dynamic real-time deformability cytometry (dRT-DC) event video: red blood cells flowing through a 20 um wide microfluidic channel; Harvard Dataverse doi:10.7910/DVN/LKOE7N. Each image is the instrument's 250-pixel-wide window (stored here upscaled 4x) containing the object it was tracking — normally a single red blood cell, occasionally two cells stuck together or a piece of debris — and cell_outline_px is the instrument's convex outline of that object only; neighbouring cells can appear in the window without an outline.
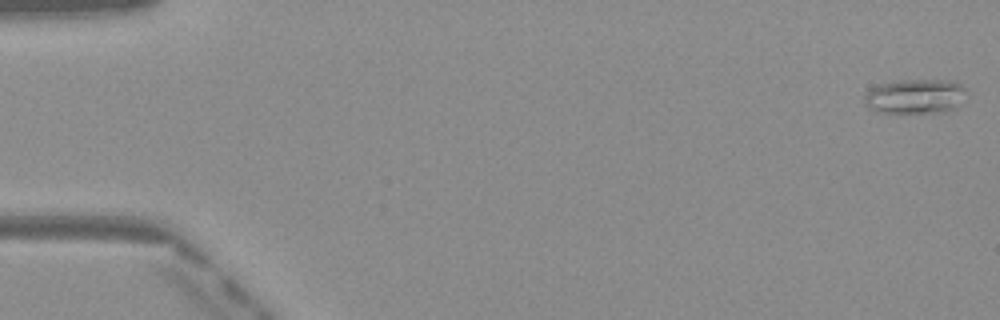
{"species": "Egyptian fruit bat (a non-hibernating species)", "species_latin": "Rousettus aegyptiacus", "temperature_condition": "warm", "stored_images_in_passage": 10, "camera_frame_rate_fps": 3000, "um_per_image_px": 0.085, "frame": {"image": 1, "passage_image": 1, "time_ms": 0.0, "image_size_px": [1000, 320], "cell_outline_px": [[964, 88], [956, 108], [944, 112], [876, 112], [868, 108], [864, 104], [864, 96], [868, 88], [876, 84], [900, 80], [956, 80]], "centroid_in_image_um": [77.69, 8.17], "position_along_channel_um": 7.3, "area_um2": 20.58}}